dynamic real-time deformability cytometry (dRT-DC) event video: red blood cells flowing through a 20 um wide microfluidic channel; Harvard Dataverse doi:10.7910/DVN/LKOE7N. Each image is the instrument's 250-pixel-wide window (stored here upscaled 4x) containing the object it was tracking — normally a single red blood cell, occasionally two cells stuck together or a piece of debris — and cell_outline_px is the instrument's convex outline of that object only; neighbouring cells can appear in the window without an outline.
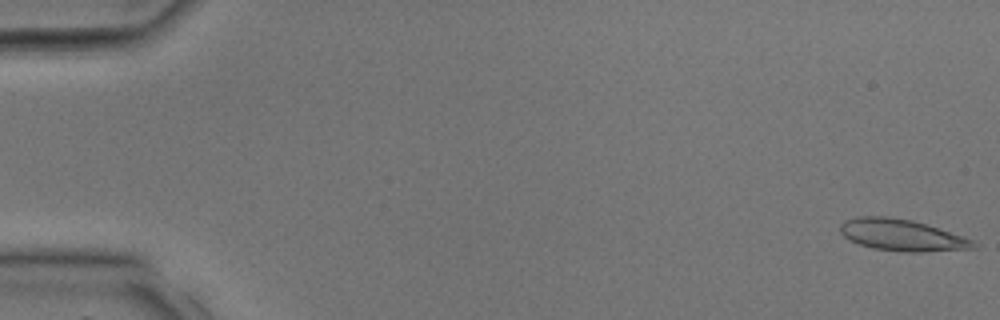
{"species": "common noctule bat (a hibernating species)", "species_latin": "Nyctalus noctula", "temperature_condition": "room temperature", "stored_images_in_passage": 35, "camera_frame_rate_fps": 3000, "um_per_image_px": 0.085, "animal": {"sex": "male", "body_mass_g": 17.9, "forearm_length_mm": 54.2}, "frame": {"image": 1, "passage_image": 1, "time_ms": 0.0, "image_size_px": [1000, 320], "cell_outline_px": [[980, 244], [976, 248], [924, 252], [904, 252], [872, 248], [848, 240], [840, 232], [840, 224], [844, 220], [856, 216], [888, 216], [912, 220], [964, 236]], "centroid_in_image_um": [76.65, 19.98], "position_along_channel_um": 8.3, "area_um2": 24.74}}
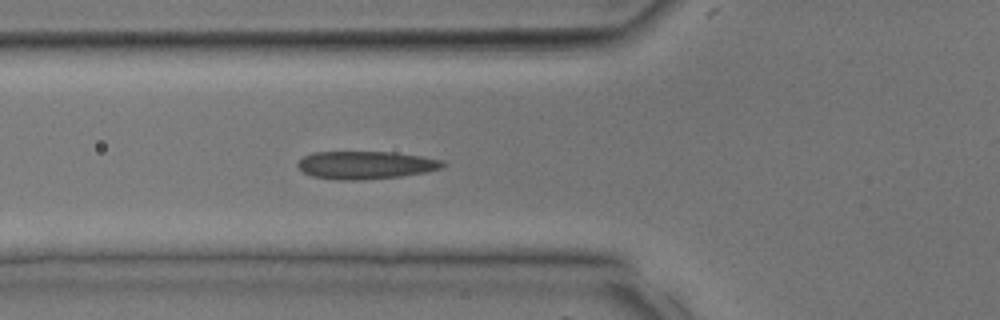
{"frame": {"image": 2, "passage_image": 13, "time_ms": 4.0, "image_size_px": [1000, 320], "cell_outline_px": [[448, 164], [444, 168], [424, 172], [400, 176], [356, 180], [340, 180], [312, 176], [304, 172], [296, 164], [304, 156], [312, 152], [392, 152], [420, 156], [444, 160]], "centroid_in_image_um": [31.12, 14.02], "position_along_channel_um": 94.7, "area_um2": 23.47}}
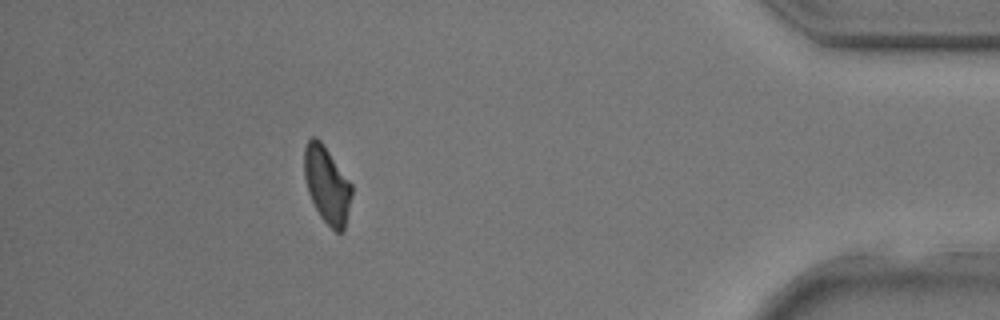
{"frame": {"image": 3, "passage_image": 31, "time_ms": 10.0, "image_size_px": [1000, 320], "cell_outline_px": [[352, 196], [344, 232], [336, 232], [320, 216], [308, 192], [304, 176], [304, 148], [308, 140], [312, 136], [316, 136], [320, 140], [352, 184]], "centroid_in_image_um": [27.79, 15.71], "position_along_channel_um": 407.4, "area_um2": 21.15}}